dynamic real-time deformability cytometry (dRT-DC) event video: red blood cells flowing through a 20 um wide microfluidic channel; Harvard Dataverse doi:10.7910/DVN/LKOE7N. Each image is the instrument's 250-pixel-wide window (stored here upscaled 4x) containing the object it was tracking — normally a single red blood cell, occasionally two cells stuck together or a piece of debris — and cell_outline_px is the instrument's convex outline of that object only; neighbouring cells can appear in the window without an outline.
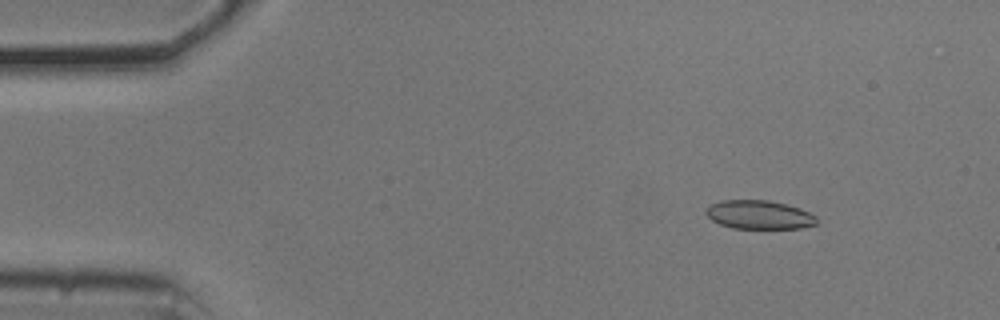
{"species": "common noctule bat (a hibernating species)", "species_latin": "Nyctalus noctula", "temperature_condition": "cold", "stored_images_in_passage": 55, "camera_frame_rate_fps": 3000, "um_per_image_px": 0.085, "animal": {"sex": "male", "body_mass_g": 20.5, "forearm_length_mm": 52.5}, "frame": {"image": 1, "passage_image": 7, "time_ms": 2.0, "image_size_px": [1000, 320], "cell_outline_px": [[816, 224], [800, 228], [732, 228], [720, 224], [712, 220], [704, 212], [704, 208], [720, 200], [768, 200], [800, 208], [816, 216]], "centroid_in_image_um": [64.48, 18.25], "position_along_channel_um": 20.5, "area_um2": 18.44}}
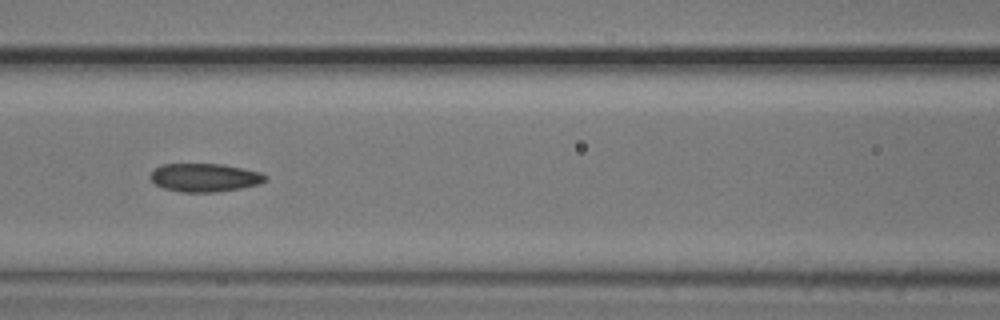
{"frame": {"image": 2, "passage_image": 24, "time_ms": 7.667, "image_size_px": [1000, 320], "cell_outline_px": [[268, 176], [260, 184], [240, 188], [216, 192], [180, 192], [164, 188], [156, 184], [148, 176], [160, 164], [224, 164], [244, 168], [260, 172]], "centroid_in_image_um": [17.4, 15.09], "position_along_channel_um": 149.2, "area_um2": 19.02}}
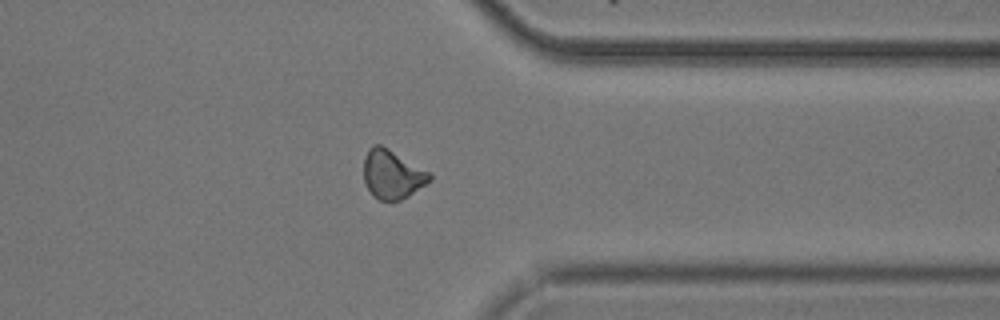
{"frame": {"image": 3, "passage_image": 43, "time_ms": 14.0, "image_size_px": [1000, 320], "cell_outline_px": [[432, 180], [408, 196], [400, 200], [380, 200], [372, 196], [364, 180], [364, 156], [368, 148], [372, 144], [380, 144], [388, 148], [428, 172], [432, 176]], "centroid_in_image_um": [33.31, 14.81], "position_along_channel_um": 378.1, "area_um2": 18.61}, "authors_computed_cell_mechanics": {"area_um2": 19.1896, "velocity_mm_per_s": 3.7094, "shape_relaxation_time_tau1_ms": 9.1311, "shape_relaxation_time_tau2_ms": 3.9182, "deformation_change_tau1": 0.1365, "deformation_change_tau2": 0.0909}}